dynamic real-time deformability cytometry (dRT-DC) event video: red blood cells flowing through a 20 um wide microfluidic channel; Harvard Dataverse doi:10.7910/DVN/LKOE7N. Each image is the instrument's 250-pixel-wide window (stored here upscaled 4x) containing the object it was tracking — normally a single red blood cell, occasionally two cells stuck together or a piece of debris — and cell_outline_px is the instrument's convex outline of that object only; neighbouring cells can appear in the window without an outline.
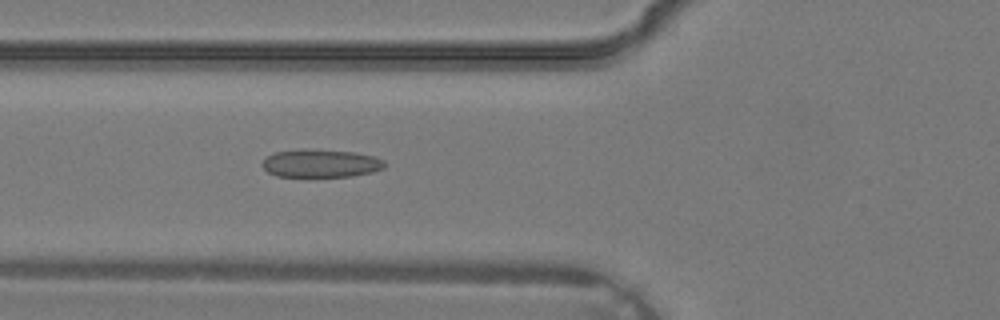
{"species": "common noctule bat (a hibernating species)", "species_latin": "Nyctalus noctula", "temperature_condition": "warm", "stored_images_in_passage": 26, "camera_frame_rate_fps": 3000, "um_per_image_px": 0.085, "animal": {"sex": "male", "body_mass_g": 19.2, "forearm_length_mm": 51.8}, "frame": {"image": 1, "passage_image": 8, "time_ms": 2.333, "image_size_px": [1000, 320], "cell_outline_px": [[388, 164], [384, 168], [372, 172], [352, 176], [276, 176], [268, 172], [260, 164], [268, 156], [276, 152], [352, 152], [372, 156], [384, 160]], "centroid_in_image_um": [27.32, 13.94], "position_along_channel_um": 98.5, "area_um2": 18.84}}
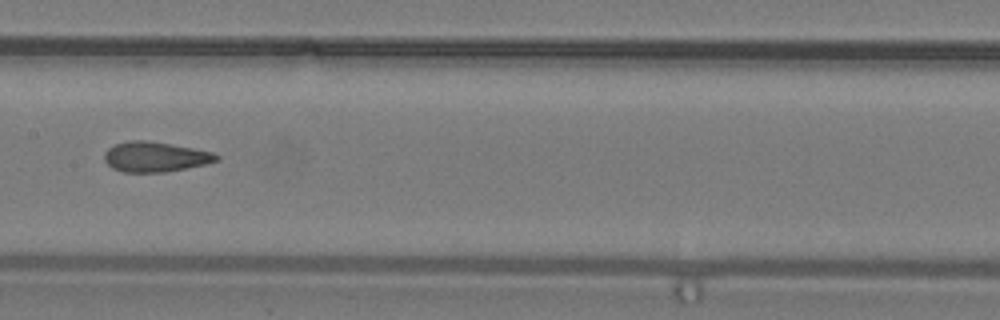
{"frame": {"image": 2, "passage_image": 13, "time_ms": 4.0, "image_size_px": [1000, 320], "cell_outline_px": [[220, 160], [204, 164], [164, 172], [124, 172], [112, 168], [104, 160], [104, 152], [112, 144], [128, 140], [148, 140], [192, 148], [212, 152], [220, 156]], "centroid_in_image_um": [13.14, 13.32], "position_along_channel_um": 194.3, "area_um2": 19.65}}
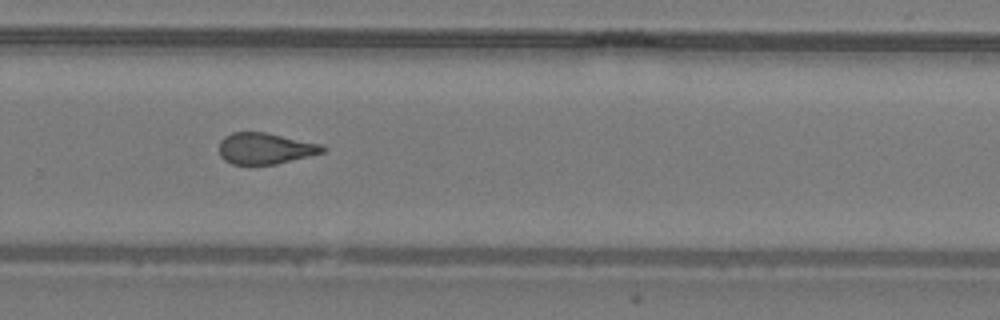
{"frame": {"image": 3, "passage_image": 19, "time_ms": 6.0, "image_size_px": [1000, 320], "cell_outline_px": [[328, 148], [324, 152], [276, 164], [232, 164], [224, 160], [220, 156], [220, 140], [224, 136], [232, 132], [264, 132], [320, 144]], "centroid_in_image_um": [22.52, 12.62], "position_along_channel_um": 307.3, "area_um2": 18.67}}